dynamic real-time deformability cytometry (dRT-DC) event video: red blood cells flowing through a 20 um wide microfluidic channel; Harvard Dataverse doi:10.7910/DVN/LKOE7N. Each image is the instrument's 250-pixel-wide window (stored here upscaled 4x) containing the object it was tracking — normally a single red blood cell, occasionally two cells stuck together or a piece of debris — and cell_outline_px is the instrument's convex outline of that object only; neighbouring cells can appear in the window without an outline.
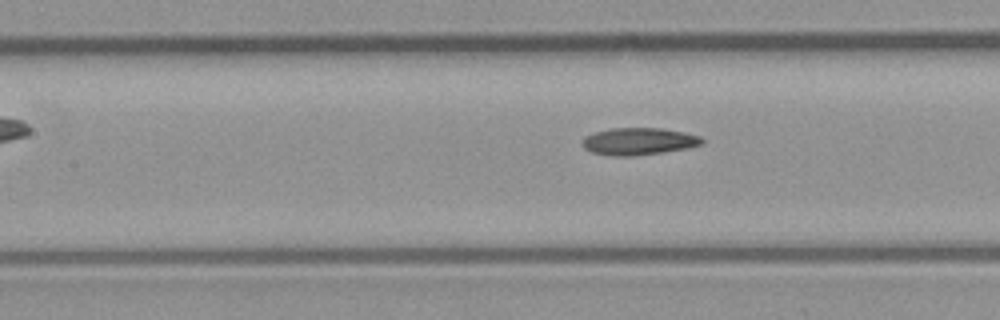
{"species": "common noctule bat (a hibernating species)", "species_latin": "Nyctalus noctula", "temperature_condition": "room temperature", "stored_images_in_passage": 6, "segment_of_instrument_passage": [2, 2], "camera_frame_rate_fps": 3000, "um_per_image_px": 0.085, "animal": {"sex": "male", "body_mass_g": 23.1, "forearm_length_mm": 52.7}, "frame": {"image": 1, "passage_image": 6, "time_ms": 1.667, "image_size_px": [1000, 320], "cell_outline_px": [[704, 144], [688, 148], [664, 152], [632, 156], [612, 156], [592, 152], [584, 148], [584, 136], [596, 132], [612, 128], [660, 128], [684, 132], [700, 136], [704, 140]], "centroid_in_image_um": [54.33, 12.02], "position_along_channel_um": 153.1, "area_um2": 18.9}}